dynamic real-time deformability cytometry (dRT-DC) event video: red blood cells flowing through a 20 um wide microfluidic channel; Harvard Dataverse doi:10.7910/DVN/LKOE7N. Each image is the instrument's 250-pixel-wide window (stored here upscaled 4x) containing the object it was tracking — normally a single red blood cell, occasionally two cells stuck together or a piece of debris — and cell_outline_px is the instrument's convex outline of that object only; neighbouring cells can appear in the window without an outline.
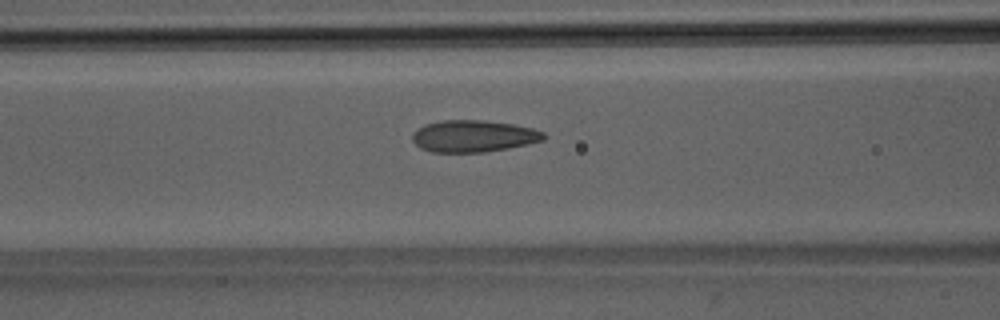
{"species": "Egyptian fruit bat (a non-hibernating species)", "species_latin": "Rousettus aegyptiacus", "temperature_condition": "room temperature", "stored_images_in_passage": 51, "camera_frame_rate_fps": 3000, "um_per_image_px": 0.085, "animal": {"sex": "male"}, "frame": {"image": 1, "passage_image": 21, "time_ms": 6.667, "image_size_px": [1000, 320], "cell_outline_px": [[544, 140], [528, 144], [508, 148], [484, 152], [432, 152], [420, 148], [412, 140], [412, 136], [424, 124], [444, 120], [484, 120], [512, 124], [532, 128], [544, 132]], "centroid_in_image_um": [40.25, 11.57], "position_along_channel_um": 126.3, "area_um2": 24.22}}
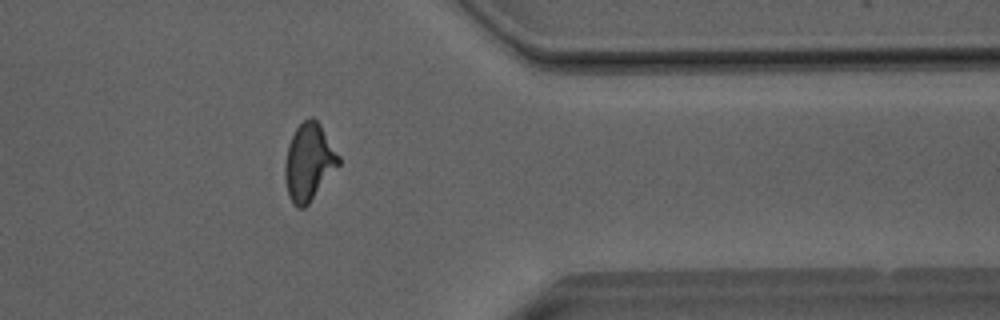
{"frame": {"image": 2, "passage_image": 41, "time_ms": 13.333, "image_size_px": [1000, 320], "cell_outline_px": [[340, 164], [308, 204], [304, 208], [296, 208], [292, 204], [288, 196], [284, 176], [284, 168], [288, 144], [296, 128], [304, 120], [312, 116], [320, 124], [340, 156]], "centroid_in_image_um": [26.24, 13.79], "position_along_channel_um": 385.2, "area_um2": 24.1}}
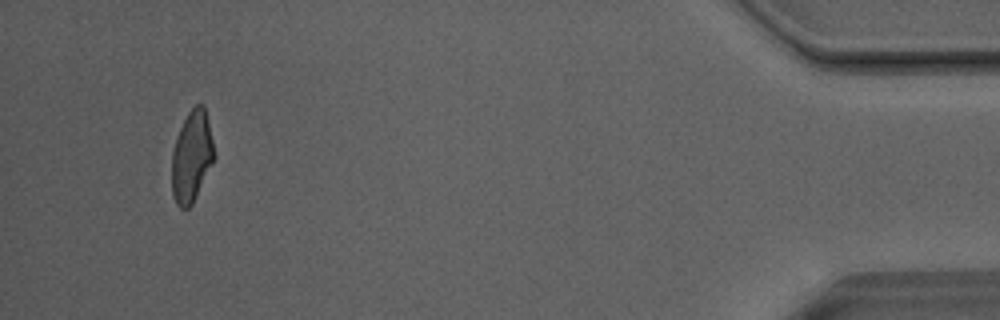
{"frame": {"image": 3, "passage_image": 48, "time_ms": 15.667, "image_size_px": [1000, 320], "cell_outline_px": [[216, 156], [192, 204], [188, 208], [180, 208], [176, 204], [172, 196], [172, 152], [180, 128], [188, 112], [196, 104], [204, 104]], "centroid_in_image_um": [16.3, 13.31], "position_along_channel_um": 418.9, "area_um2": 22.37}, "authors_computed_cell_mechanics": {"area_um2": 23.698, "velocity_mm_per_s": 4.0735, "shape_relaxation_time_tau1_ms": 8.2652, "shape_relaxation_time_tau2_ms": 1.106, "deformation_change_tau1": 0.1937, "deformation_change_tau2": 0.0764}}